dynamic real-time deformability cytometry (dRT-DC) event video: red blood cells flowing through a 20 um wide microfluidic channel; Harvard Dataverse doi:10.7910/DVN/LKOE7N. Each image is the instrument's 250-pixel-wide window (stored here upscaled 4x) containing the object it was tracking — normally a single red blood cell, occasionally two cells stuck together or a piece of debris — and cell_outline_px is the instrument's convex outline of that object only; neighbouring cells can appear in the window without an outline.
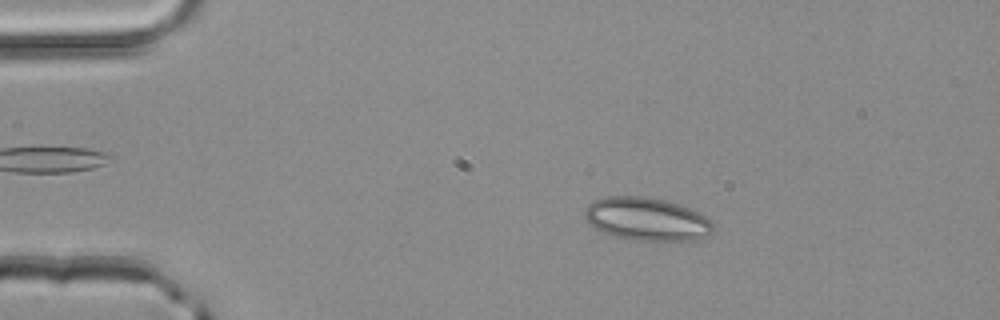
{"species": "common noctule bat (a hibernating species)", "species_latin": "Nyctalus noctula", "temperature_condition": "room temperature", "stored_images_in_passage": 4, "segment_of_instrument_passage": [1, 2], "camera_frame_rate_fps": 3000, "um_per_image_px": 0.085, "animal": {"sex": "male", "body_mass_g": 20.4}, "frame": {"image": 1, "passage_image": 2, "time_ms": 0.333, "image_size_px": [1000, 320], "cell_outline_px": [[716, 224], [712, 232], [708, 236], [696, 240], [632, 240], [616, 236], [604, 232], [596, 228], [584, 220], [584, 208], [592, 200], [608, 196], [644, 196], [668, 200], [692, 208], [708, 216]], "centroid_in_image_um": [55.02, 18.6], "position_along_channel_um": 30.0, "area_um2": 32.89}}